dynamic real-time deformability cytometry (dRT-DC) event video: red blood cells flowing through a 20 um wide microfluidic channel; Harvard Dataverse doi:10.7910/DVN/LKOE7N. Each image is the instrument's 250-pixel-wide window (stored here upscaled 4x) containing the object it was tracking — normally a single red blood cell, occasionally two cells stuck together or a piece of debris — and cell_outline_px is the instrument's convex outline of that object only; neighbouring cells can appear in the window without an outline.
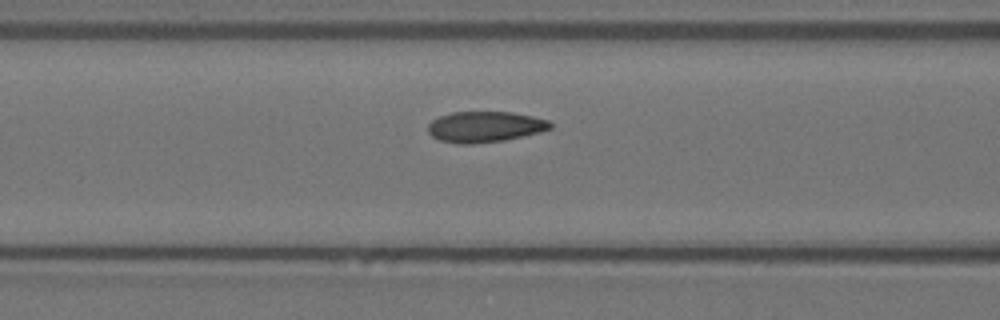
{"species": "Egyptian fruit bat (a non-hibernating species)", "species_latin": "Rousettus aegyptiacus", "temperature_condition": "warm", "stored_images_in_passage": 13, "camera_frame_rate_fps": 3000, "um_per_image_px": 0.085, "animal": {"sex": "female"}, "frame": {"image": 1, "passage_image": 8, "time_ms": 2.333, "image_size_px": [1000, 320], "cell_outline_px": [[552, 128], [540, 132], [504, 140], [472, 144], [460, 144], [440, 140], [432, 136], [428, 132], [428, 124], [432, 120], [440, 116], [452, 112], [512, 112], [532, 116], [548, 120], [552, 124]], "centroid_in_image_um": [41.21, 10.77], "position_along_channel_um": 125.4, "area_um2": 21.91}}
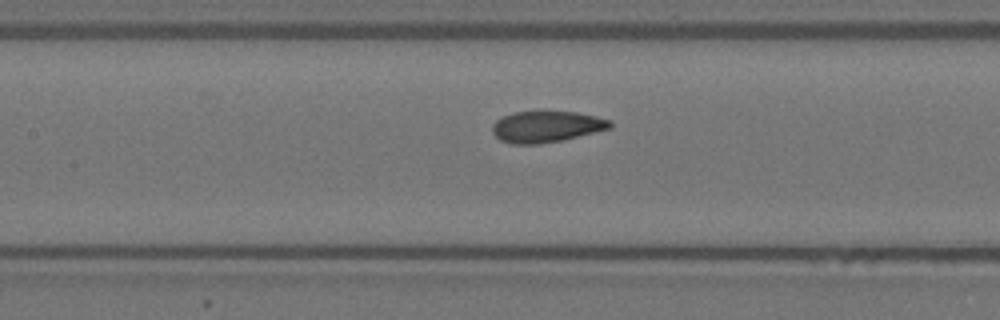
{"frame": {"image": 2, "passage_image": 11, "time_ms": 3.333, "image_size_px": [1000, 320], "cell_outline_px": [[612, 128], [564, 140], [540, 144], [512, 144], [500, 140], [492, 132], [492, 124], [496, 120], [512, 112], [536, 108], [544, 108], [576, 112], [596, 116], [612, 120]], "centroid_in_image_um": [46.45, 10.71], "position_along_channel_um": 161.0, "area_um2": 22.6}}